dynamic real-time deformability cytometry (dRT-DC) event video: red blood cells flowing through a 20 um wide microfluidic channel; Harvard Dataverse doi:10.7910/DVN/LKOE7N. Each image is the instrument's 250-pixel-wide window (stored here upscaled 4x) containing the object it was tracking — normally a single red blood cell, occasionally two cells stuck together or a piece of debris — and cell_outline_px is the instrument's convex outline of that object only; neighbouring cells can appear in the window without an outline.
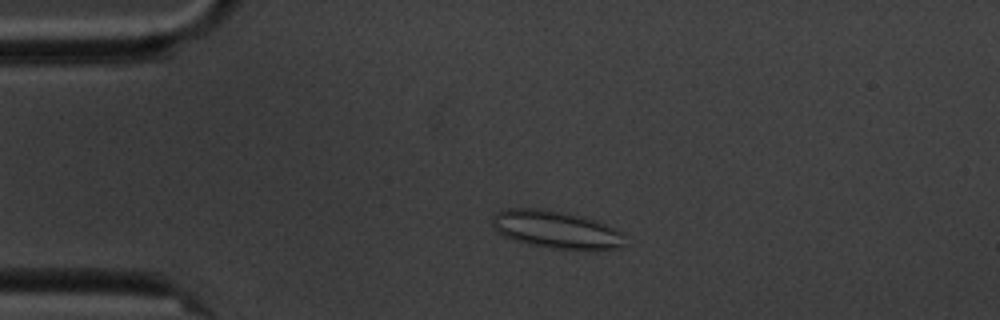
{"species": "common noctule bat (a hibernating species)", "species_latin": "Nyctalus noctula", "temperature_condition": "cold", "stored_images_in_passage": 5, "camera_frame_rate_fps": 3000, "um_per_image_px": 0.085, "animal": {"sex": "male", "body_mass_g": 20.1, "forearm_length_mm": 53.5}, "frame": {"image": 1, "passage_image": 4, "time_ms": 3.667, "image_size_px": [1000, 320], "cell_outline_px": [[624, 244], [620, 248], [596, 252], [544, 248], [528, 244], [504, 236], [496, 232], [492, 224], [492, 216], [496, 212], [504, 208], [536, 208], [584, 216], [596, 220], [620, 232]], "centroid_in_image_um": [47.25, 19.55], "position_along_channel_um": 37.7, "area_um2": 29.65}}